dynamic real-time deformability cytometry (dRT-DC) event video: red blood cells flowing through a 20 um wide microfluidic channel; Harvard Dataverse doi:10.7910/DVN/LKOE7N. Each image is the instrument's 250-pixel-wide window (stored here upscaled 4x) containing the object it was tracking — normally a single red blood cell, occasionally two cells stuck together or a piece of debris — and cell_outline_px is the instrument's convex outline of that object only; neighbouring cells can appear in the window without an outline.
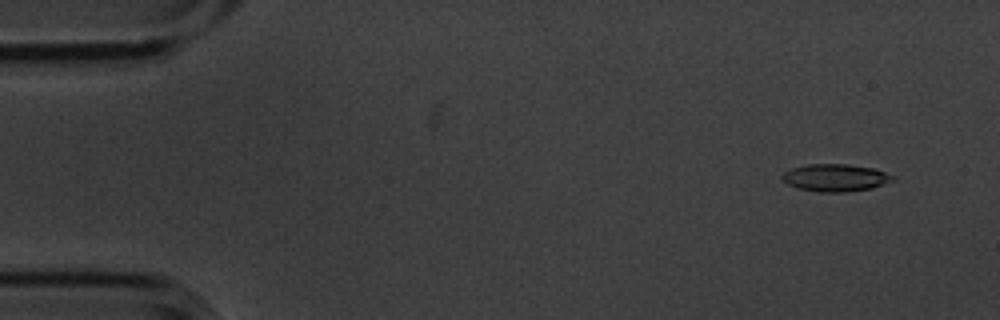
{"species": "common noctule bat (a hibernating species)", "species_latin": "Nyctalus noctula", "temperature_condition": "cold", "stored_images_in_passage": 15, "camera_frame_rate_fps": 3000, "um_per_image_px": 0.085, "animal": {"sex": "male", "body_mass_g": 20.1, "forearm_length_mm": 53.5}, "frame": {"image": 1, "passage_image": 2, "time_ms": 0.333, "image_size_px": [1000, 320], "cell_outline_px": [[896, 180], [872, 188], [848, 192], [816, 192], [796, 188], [780, 180], [780, 176], [784, 172], [792, 168], [808, 164], [848, 164], [872, 168], [896, 176]], "centroid_in_image_um": [70.99, 15.11], "position_along_channel_um": 14.0, "area_um2": 17.92}}
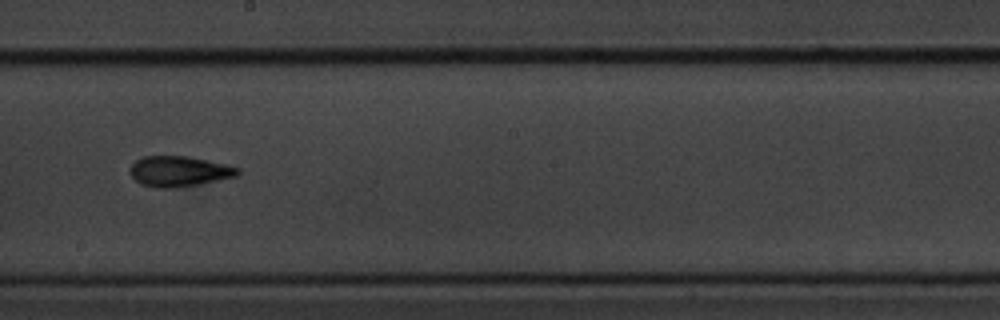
{"frame": {"image": 2, "passage_image": 9, "time_ms": 2.667, "image_size_px": [1000, 320], "cell_outline_px": [[240, 172], [236, 176], [200, 184], [172, 188], [156, 188], [140, 184], [128, 172], [132, 164], [136, 160], [144, 156], [188, 156], [224, 164], [240, 168]], "centroid_in_image_um": [15.19, 14.56], "position_along_channel_um": 233.0, "area_um2": 19.07}}
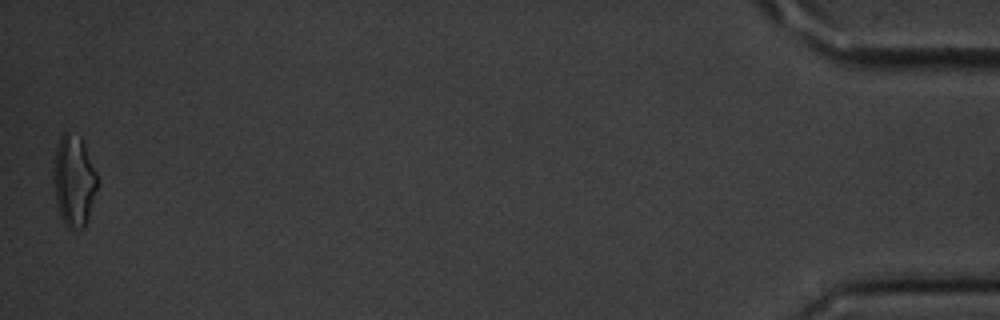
{"frame": {"image": 3, "passage_image": 15, "time_ms": 4.667, "image_size_px": [1000, 320], "cell_outline_px": [[96, 188], [88, 216], [84, 228], [68, 228], [64, 224], [60, 216], [56, 204], [52, 180], [52, 168], [56, 148], [60, 136], [64, 132], [80, 136], [84, 144], [96, 172]], "centroid_in_image_um": [6.23, 15.36], "position_along_channel_um": 429.0, "area_um2": 23.18}}